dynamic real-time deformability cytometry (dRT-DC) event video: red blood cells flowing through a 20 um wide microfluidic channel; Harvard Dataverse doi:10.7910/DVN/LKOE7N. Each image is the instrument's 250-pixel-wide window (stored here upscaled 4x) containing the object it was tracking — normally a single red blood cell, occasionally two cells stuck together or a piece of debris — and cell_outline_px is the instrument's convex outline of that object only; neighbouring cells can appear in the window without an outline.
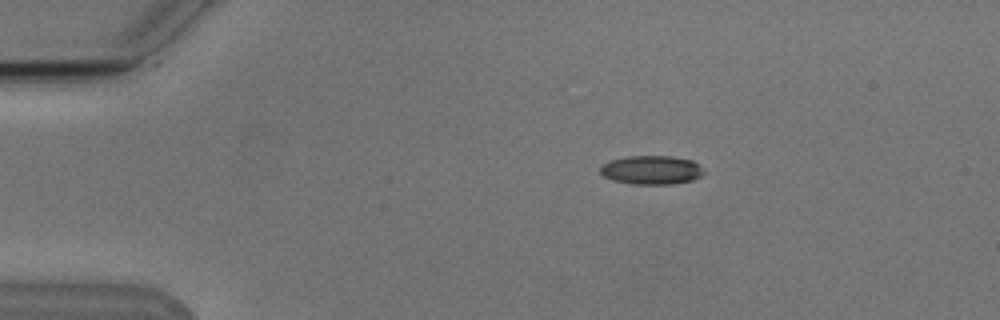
{"species": "Egyptian fruit bat (a non-hibernating species)", "species_latin": "Rousettus aegyptiacus", "temperature_condition": "cold", "stored_images_in_passage": 3, "camera_frame_rate_fps": 3000, "um_per_image_px": 0.085, "animal": {"sex": "male"}, "frame": {"image": 1, "passage_image": 2, "time_ms": 1.333, "image_size_px": [1000, 320], "cell_outline_px": [[704, 172], [700, 176], [692, 180], [672, 184], [632, 184], [612, 180], [604, 176], [600, 172], [600, 168], [604, 164], [612, 160], [628, 156], [668, 156], [692, 160]], "centroid_in_image_um": [55.35, 14.45], "position_along_channel_um": 29.7, "area_um2": 17.11}}